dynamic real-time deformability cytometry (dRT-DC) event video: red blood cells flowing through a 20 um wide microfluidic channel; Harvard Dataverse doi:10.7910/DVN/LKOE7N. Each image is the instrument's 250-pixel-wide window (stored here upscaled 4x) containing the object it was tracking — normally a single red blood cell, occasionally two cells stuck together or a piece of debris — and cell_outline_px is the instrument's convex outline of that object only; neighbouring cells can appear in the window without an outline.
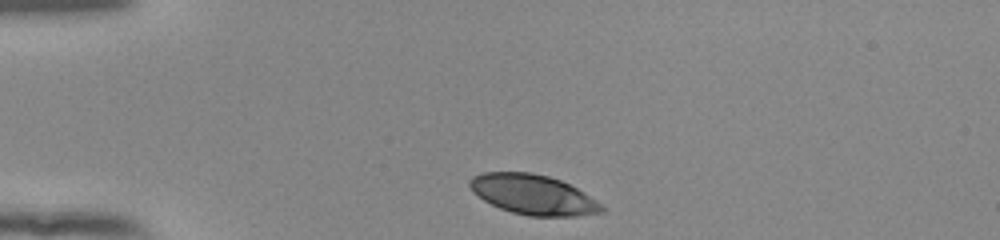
{"species": "human", "species_latin": "Homo sapiens", "temperature_condition": "room temperature", "stored_images_in_passage": 34, "camera_frame_rate_fps": 3000, "um_per_image_px": 0.085, "donor": {"sex": "female"}, "frame": {"image": 1, "passage_image": 1, "time_ms": 0.0, "image_size_px": [1000, 240], "cell_outline_px": [[604, 212], [576, 216], [528, 216], [512, 212], [500, 208], [484, 200], [472, 192], [468, 184], [468, 180], [472, 176], [484, 172], [532, 172], [548, 176], [560, 180], [576, 188], [596, 200], [604, 208]], "centroid_in_image_um": [45.28, 16.54], "position_along_channel_um": 39.7, "area_um2": 30.63}}
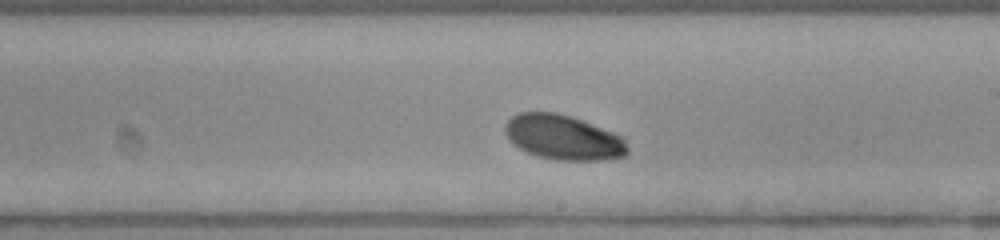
{"frame": {"image": 2, "passage_image": 20, "time_ms": 6.333, "image_size_px": [1000, 240], "cell_outline_px": [[628, 152], [624, 156], [604, 160], [556, 160], [536, 156], [512, 144], [504, 132], [504, 124], [512, 116], [520, 112], [556, 112], [572, 116], [624, 136], [628, 148]], "centroid_in_image_um": [47.88, 11.67], "position_along_channel_um": 241.1, "area_um2": 32.31}}
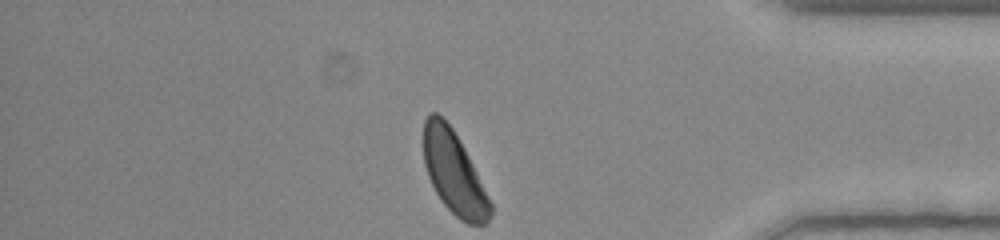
{"frame": {"image": 3, "passage_image": 34, "time_ms": 11.0, "image_size_px": [1000, 240], "cell_outline_px": [[492, 212], [488, 220], [484, 224], [468, 224], [460, 220], [444, 204], [436, 192], [428, 176], [424, 164], [424, 120], [428, 112], [436, 112], [452, 128], [464, 148], [492, 204]], "centroid_in_image_um": [38.57, 14.69], "position_along_channel_um": 396.6, "area_um2": 31.62}, "authors_computed_cell_mechanics": {"area_um2": 32.3102, "velocity_mm_per_s": 3.8538, "shape_relaxation_time_tau1_ms": 2.3883, "shape_relaxation_time_tau2_ms": null, "deformation_change_tau1": 0.1101, "deformation_change_tau2": null}}